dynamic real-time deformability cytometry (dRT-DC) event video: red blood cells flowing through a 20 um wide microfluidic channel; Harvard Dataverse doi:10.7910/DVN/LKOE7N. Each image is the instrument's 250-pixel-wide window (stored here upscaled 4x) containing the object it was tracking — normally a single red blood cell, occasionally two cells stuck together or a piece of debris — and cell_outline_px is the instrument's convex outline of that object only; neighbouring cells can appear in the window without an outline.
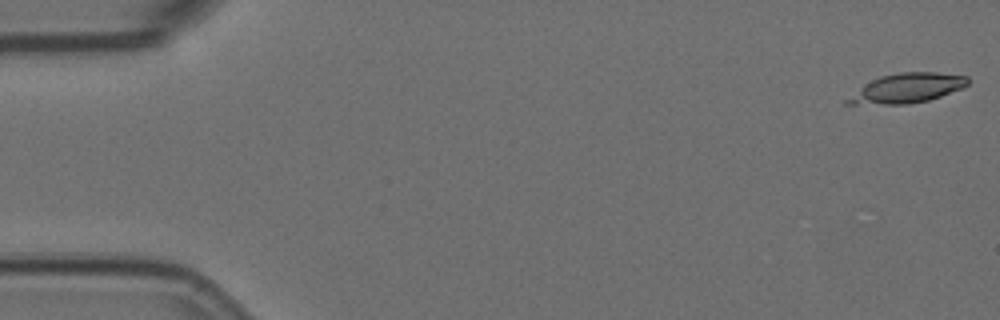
{"species": "Egyptian fruit bat (a non-hibernating species)", "species_latin": "Rousettus aegyptiacus", "temperature_condition": "room temperature", "stored_images_in_passage": 3, "camera_frame_rate_fps": 3000, "um_per_image_px": 0.085, "animal": {"sex": "female"}, "frame": {"image": 1, "passage_image": 1, "time_ms": 0.0, "image_size_px": [1000, 320], "cell_outline_px": [[968, 84], [964, 88], [928, 100], [908, 104], [844, 104], [844, 100], [864, 84], [880, 76], [900, 72], [936, 72], [968, 76]], "centroid_in_image_um": [77.09, 7.49], "position_along_channel_um": 7.9, "area_um2": 20.69}}